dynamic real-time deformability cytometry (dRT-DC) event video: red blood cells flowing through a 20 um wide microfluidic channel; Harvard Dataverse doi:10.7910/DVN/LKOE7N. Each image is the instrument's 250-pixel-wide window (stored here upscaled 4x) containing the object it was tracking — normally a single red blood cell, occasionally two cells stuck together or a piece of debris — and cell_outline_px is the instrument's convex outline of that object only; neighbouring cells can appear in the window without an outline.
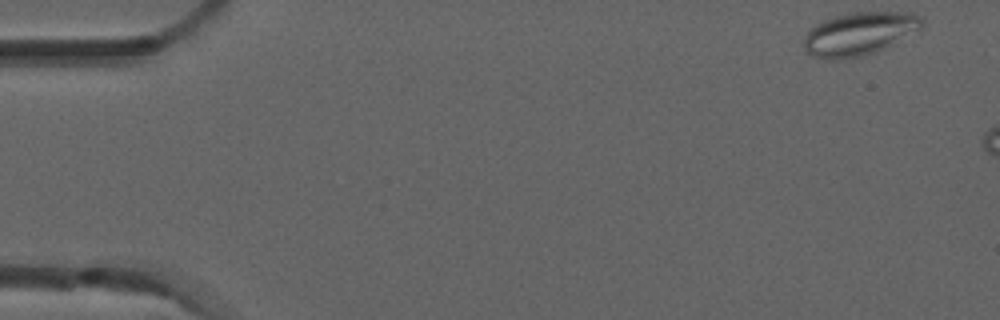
{"species": "common noctule bat (a hibernating species)", "species_latin": "Nyctalus noctula", "temperature_condition": "room temperature", "stored_images_in_passage": 3, "camera_frame_rate_fps": 3000, "um_per_image_px": 0.085, "animal": {"sex": "male", "forearm_length_mm": 52.5}, "frame": {"image": 1, "passage_image": 1, "time_ms": 0.0, "image_size_px": [1000, 320], "cell_outline_px": [[924, 28], [884, 48], [860, 56], [836, 60], [832, 60], [812, 56], [804, 52], [804, 36], [816, 24], [824, 20], [836, 16], [856, 12], [912, 12], [920, 16], [924, 20]], "centroid_in_image_um": [73.06, 2.86], "position_along_channel_um": 11.9, "area_um2": 29.65}}